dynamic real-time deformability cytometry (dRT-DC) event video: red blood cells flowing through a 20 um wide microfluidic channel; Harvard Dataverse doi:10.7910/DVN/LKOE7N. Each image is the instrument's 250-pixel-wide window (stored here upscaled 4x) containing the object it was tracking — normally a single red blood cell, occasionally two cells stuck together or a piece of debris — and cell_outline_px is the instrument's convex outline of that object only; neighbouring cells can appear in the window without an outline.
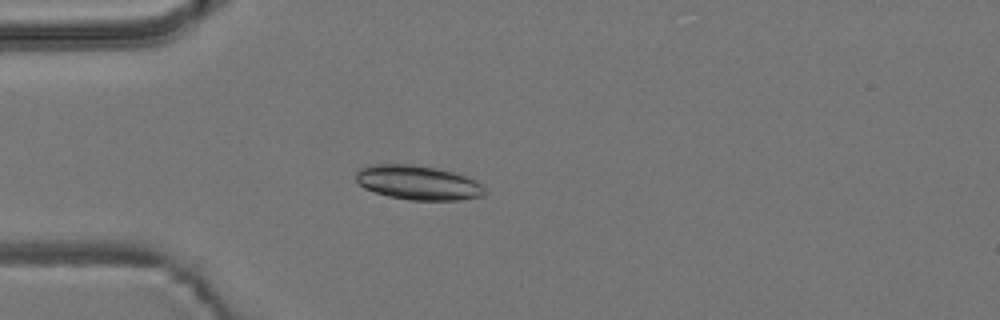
{"species": "common noctule bat (a hibernating species)", "species_latin": "Nyctalus noctula", "temperature_condition": "room temperature", "stored_images_in_passage": 6, "camera_frame_rate_fps": 3000, "um_per_image_px": 0.085, "animal": {"sex": "male", "body_mass_g": 19.2, "forearm_length_mm": 51.8}, "frame": {"image": 1, "passage_image": 5, "time_ms": 6.0, "image_size_px": [1000, 320], "cell_outline_px": [[488, 192], [484, 196], [460, 200], [408, 200], [388, 196], [364, 188], [356, 180], [356, 172], [360, 168], [372, 164], [412, 164], [436, 168], [468, 176], [484, 184]], "centroid_in_image_um": [35.59, 15.53], "position_along_channel_um": 49.4, "area_um2": 26.13}}